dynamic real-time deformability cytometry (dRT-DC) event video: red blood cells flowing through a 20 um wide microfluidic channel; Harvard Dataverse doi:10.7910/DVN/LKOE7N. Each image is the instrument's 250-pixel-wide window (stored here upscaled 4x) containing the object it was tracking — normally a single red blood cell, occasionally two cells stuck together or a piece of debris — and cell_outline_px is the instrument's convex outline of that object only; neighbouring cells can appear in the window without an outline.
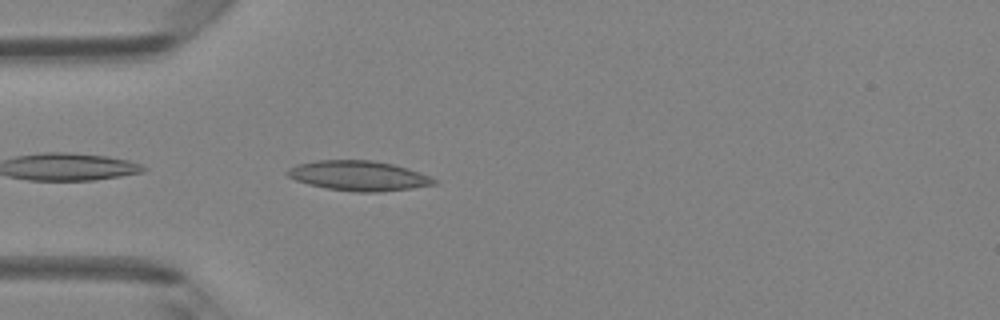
{"species": "Egyptian fruit bat (a non-hibernating species)", "species_latin": "Rousettus aegyptiacus", "temperature_condition": "room temperature", "stored_images_in_passage": 10, "camera_frame_rate_fps": 3000, "um_per_image_px": 0.085, "animal": {"sex": "female"}, "frame": {"image": 1, "passage_image": 2, "time_ms": 0.333, "image_size_px": [1000, 320], "cell_outline_px": [[436, 184], [412, 188], [380, 192], [356, 192], [328, 188], [308, 184], [296, 180], [288, 176], [284, 172], [288, 168], [296, 164], [316, 160], [372, 160], [392, 164], [408, 168], [420, 172], [436, 180]], "centroid_in_image_um": [30.45, 14.93], "position_along_channel_um": 54.5, "area_um2": 25.55}}